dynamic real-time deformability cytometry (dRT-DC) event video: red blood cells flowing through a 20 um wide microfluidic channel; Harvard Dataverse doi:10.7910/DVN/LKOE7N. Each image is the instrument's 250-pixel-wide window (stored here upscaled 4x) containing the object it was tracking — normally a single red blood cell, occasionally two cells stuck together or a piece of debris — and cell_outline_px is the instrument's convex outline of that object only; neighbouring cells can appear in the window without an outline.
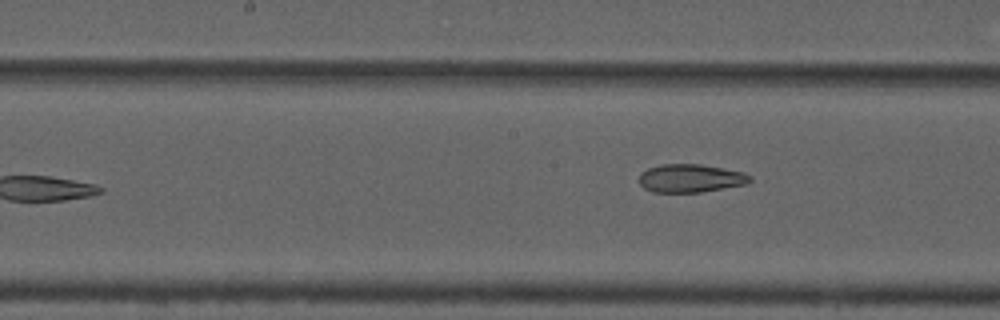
{"species": "common noctule bat (a hibernating species)", "species_latin": "Nyctalus noctula", "temperature_condition": "cold", "stored_images_in_passage": 9, "camera_frame_rate_fps": 3000, "um_per_image_px": 0.085, "animal": {"sex": "male", "forearm_length_mm": 52.5}, "frame": {"image": 1, "passage_image": 9, "time_ms": 9.333, "image_size_px": [1000, 320], "cell_outline_px": [[752, 180], [748, 184], [700, 192], [652, 192], [644, 188], [640, 184], [640, 172], [648, 168], [660, 164], [700, 164], [724, 168], [744, 172], [752, 176]], "centroid_in_image_um": [58.72, 15.15], "position_along_channel_um": 189.5, "area_um2": 18.38}}